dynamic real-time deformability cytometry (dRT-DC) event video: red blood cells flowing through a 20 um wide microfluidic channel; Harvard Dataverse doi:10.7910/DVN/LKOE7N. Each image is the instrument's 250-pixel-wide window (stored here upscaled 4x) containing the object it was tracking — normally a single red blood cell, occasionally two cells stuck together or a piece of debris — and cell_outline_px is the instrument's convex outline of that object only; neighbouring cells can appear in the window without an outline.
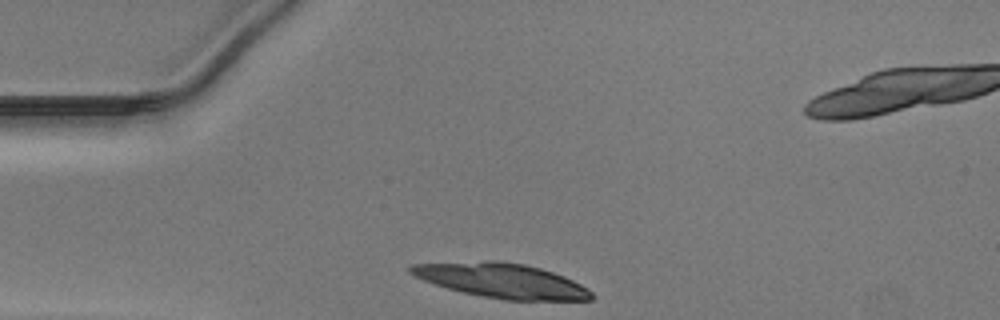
{"species": "Egyptian fruit bat (a non-hibernating species)", "species_latin": "Rousettus aegyptiacus", "temperature_condition": "warm", "stored_images_in_passage": 28, "camera_frame_rate_fps": 3000, "um_per_image_px": 0.085, "animal": {"sex": "male"}, "frame": {"image": 1, "passage_image": 1, "time_ms": 0.0, "image_size_px": [1000, 320], "cell_outline_px": [[596, 296], [592, 300], [504, 300], [464, 292], [448, 288], [424, 280], [408, 272], [408, 268], [412, 264], [488, 260], [500, 260], [524, 264], [540, 268], [564, 276], [588, 288]], "centroid_in_image_um": [42.68, 23.84], "position_along_channel_um": 42.3, "area_um2": 36.36}}